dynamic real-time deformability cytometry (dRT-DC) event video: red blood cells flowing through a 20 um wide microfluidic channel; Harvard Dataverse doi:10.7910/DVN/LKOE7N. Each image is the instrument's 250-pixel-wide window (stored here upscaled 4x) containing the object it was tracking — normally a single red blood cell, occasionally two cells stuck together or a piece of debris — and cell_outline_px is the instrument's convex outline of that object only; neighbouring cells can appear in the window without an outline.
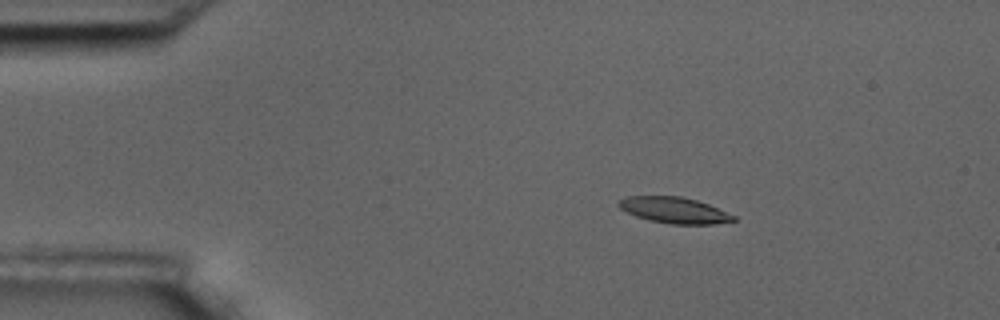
{"species": "common noctule bat (a hibernating species)", "species_latin": "Nyctalus noctula", "temperature_condition": "room temperature", "stored_images_in_passage": 4, "camera_frame_rate_fps": 3000, "um_per_image_px": 0.085, "animal": {"sex": "male", "body_mass_g": 17.5, "forearm_length_mm": 52.3}, "frame": {"image": 1, "passage_image": 2, "time_ms": 1.0, "image_size_px": [1000, 320], "cell_outline_px": [[736, 220], [712, 224], [672, 224], [648, 220], [636, 216], [620, 208], [616, 204], [624, 196], [680, 196], [696, 200], [708, 204], [736, 216]], "centroid_in_image_um": [57.29, 17.86], "position_along_channel_um": 27.7, "area_um2": 17.34}}